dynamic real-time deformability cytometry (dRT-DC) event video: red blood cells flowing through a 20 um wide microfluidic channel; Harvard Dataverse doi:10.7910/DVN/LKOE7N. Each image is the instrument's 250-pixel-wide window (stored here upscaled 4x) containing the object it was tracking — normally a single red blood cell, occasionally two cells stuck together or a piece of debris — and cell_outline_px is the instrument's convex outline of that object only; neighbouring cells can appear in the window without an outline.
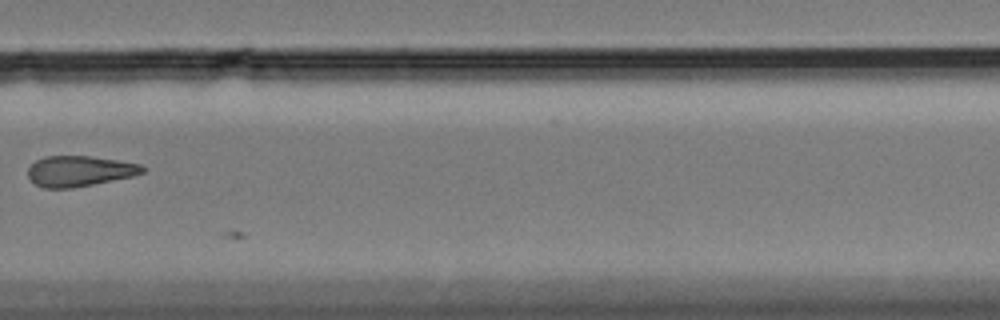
{"species": "Egyptian fruit bat (a non-hibernating species)", "species_latin": "Rousettus aegyptiacus", "temperature_condition": "cold", "stored_images_in_passage": 34, "camera_frame_rate_fps": 3000, "um_per_image_px": 0.085, "animal": {"sex": "female"}, "frame": {"image": 1, "passage_image": 33, "time_ms": 10.667, "image_size_px": [1000, 320], "cell_outline_px": [[144, 172], [132, 176], [72, 188], [44, 188], [36, 184], [28, 176], [28, 168], [36, 160], [44, 156], [88, 156], [116, 160], [140, 164], [144, 168]], "centroid_in_image_um": [6.72, 14.54], "position_along_channel_um": 323.1, "area_um2": 20.11}}